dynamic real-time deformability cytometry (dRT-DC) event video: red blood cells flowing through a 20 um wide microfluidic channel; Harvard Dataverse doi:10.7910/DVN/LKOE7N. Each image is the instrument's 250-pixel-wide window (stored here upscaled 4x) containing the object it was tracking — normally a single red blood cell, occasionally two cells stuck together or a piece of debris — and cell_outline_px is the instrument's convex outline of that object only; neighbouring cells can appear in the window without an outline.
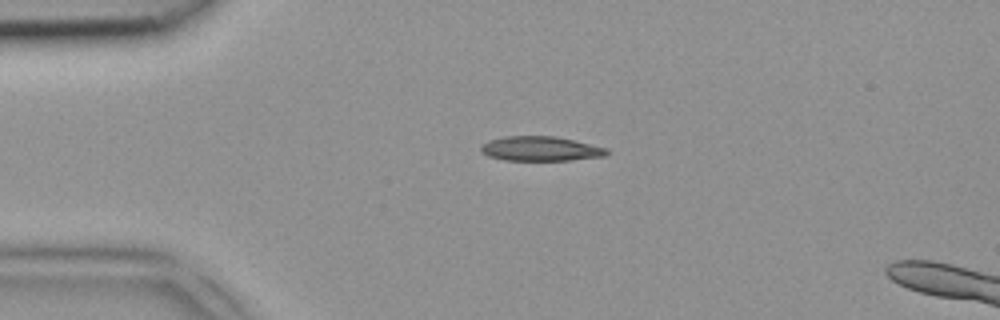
{"species": "common noctule bat (a hibernating species)", "species_latin": "Nyctalus noctula", "temperature_condition": "room temperature", "stored_images_in_passage": 3, "camera_frame_rate_fps": 3000, "um_per_image_px": 0.085, "animal": {"sex": "female", "body_mass_g": 18.4}, "frame": {"image": 1, "passage_image": 1, "time_ms": 0.0, "image_size_px": [1000, 320], "cell_outline_px": [[608, 152], [604, 156], [568, 160], [504, 160], [488, 156], [480, 152], [480, 148], [488, 140], [504, 136], [556, 136], [608, 148]], "centroid_in_image_um": [45.92, 12.63], "position_along_channel_um": 39.1, "area_um2": 17.98}}